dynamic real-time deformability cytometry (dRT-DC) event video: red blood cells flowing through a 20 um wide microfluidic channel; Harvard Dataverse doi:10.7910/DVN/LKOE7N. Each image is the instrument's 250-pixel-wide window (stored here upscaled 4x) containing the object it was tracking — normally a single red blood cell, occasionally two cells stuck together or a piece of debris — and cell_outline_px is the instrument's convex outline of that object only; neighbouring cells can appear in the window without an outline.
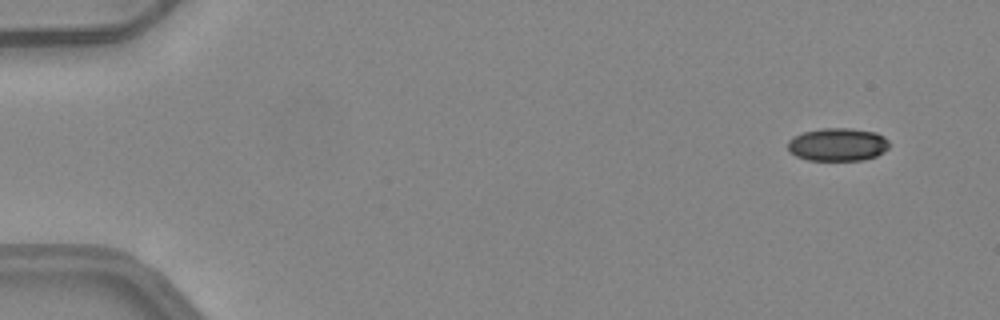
{"species": "common noctule bat (a hibernating species)", "species_latin": "Nyctalus noctula", "temperature_condition": "warm", "stored_images_in_passage": 50, "camera_frame_rate_fps": 3000, "um_per_image_px": 0.085, "animal": {"sex": "female", "body_mass_g": 24.6, "forearm_length_mm": 56.2}, "frame": {"image": 1, "passage_image": 4, "time_ms": 1.0, "image_size_px": [1000, 320], "cell_outline_px": [[888, 148], [884, 152], [876, 156], [864, 160], [808, 160], [796, 156], [788, 152], [788, 140], [804, 132], [824, 128], [852, 128], [876, 132], [884, 136], [888, 140]], "centroid_in_image_um": [71.22, 12.29], "position_along_channel_um": 13.8, "area_um2": 19.59}}
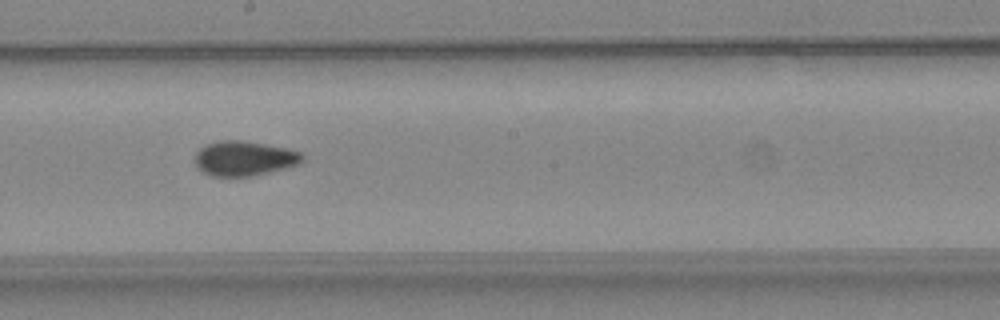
{"frame": {"image": 2, "passage_image": 29, "time_ms": 9.333, "image_size_px": [1000, 320], "cell_outline_px": [[304, 160], [300, 164], [252, 176], [212, 176], [196, 168], [196, 152], [204, 144], [220, 140], [240, 140], [288, 148], [300, 152], [304, 156]], "centroid_in_image_um": [20.76, 13.46], "position_along_channel_um": 227.4, "area_um2": 21.79}}
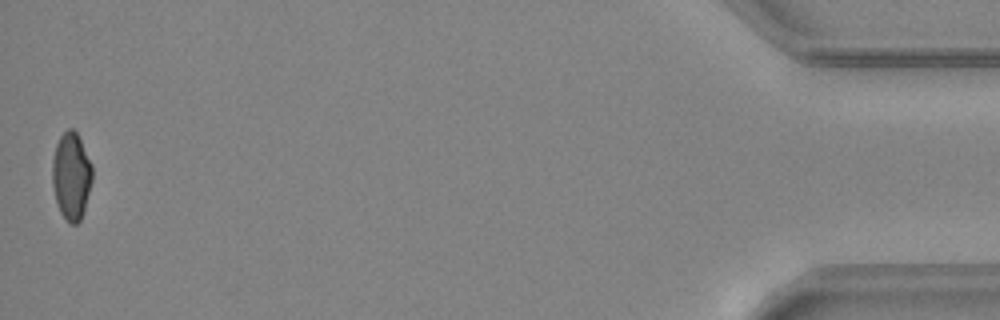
{"frame": {"image": 3, "passage_image": 50, "time_ms": 16.333, "image_size_px": [1000, 320], "cell_outline_px": [[92, 180], [84, 208], [80, 220], [76, 224], [68, 224], [60, 212], [56, 200], [52, 184], [52, 160], [56, 144], [60, 136], [68, 128], [72, 128], [76, 132], [92, 164]], "centroid_in_image_um": [6.04, 14.96], "position_along_channel_um": 429.2, "area_um2": 20.23}, "authors_computed_cell_mechanics": {"area_um2": 20.9814, "velocity_mm_per_s": 4.1871, "shape_relaxation_time_tau1_ms": null, "shape_relaxation_time_tau2_ms": 1.7392, "deformation_change_tau1": null, "deformation_change_tau2": 0.0582}}